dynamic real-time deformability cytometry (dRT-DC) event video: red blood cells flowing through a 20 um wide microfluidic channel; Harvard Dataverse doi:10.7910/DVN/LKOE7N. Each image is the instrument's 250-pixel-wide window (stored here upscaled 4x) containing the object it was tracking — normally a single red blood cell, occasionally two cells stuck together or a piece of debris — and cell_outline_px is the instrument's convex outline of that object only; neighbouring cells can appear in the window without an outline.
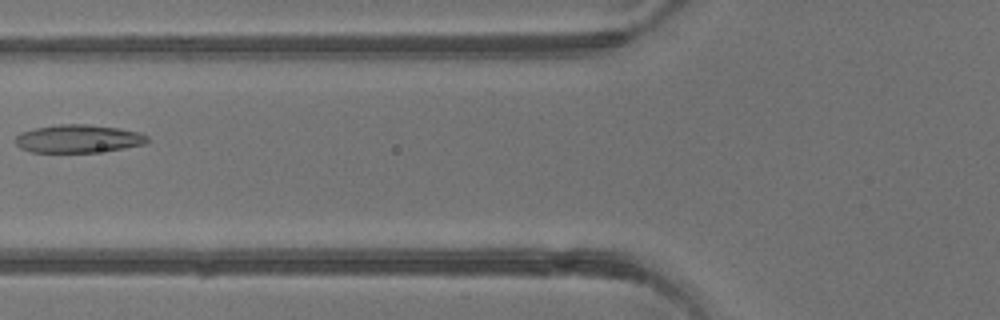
{"species": "common noctule bat (a hibernating species)", "species_latin": "Nyctalus noctula", "temperature_condition": "warm", "stored_images_in_passage": 4, "camera_frame_rate_fps": 3000, "um_per_image_px": 0.085, "animal": {"sex": "male", "body_mass_g": 13.3}, "frame": {"image": 1, "passage_image": 4, "time_ms": 3.333, "image_size_px": [1000, 320], "cell_outline_px": [[148, 140], [144, 144], [124, 148], [96, 152], [32, 152], [20, 148], [16, 144], [16, 136], [20, 132], [32, 128], [60, 124], [88, 124], [120, 128], [140, 132], [148, 136]], "centroid_in_image_um": [6.64, 11.78], "position_along_channel_um": 119.2, "area_um2": 21.68}}